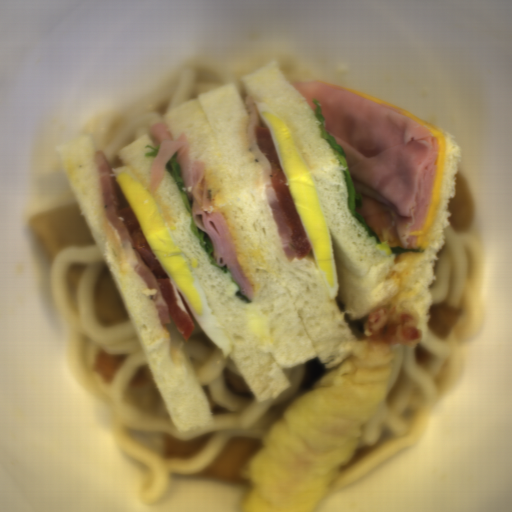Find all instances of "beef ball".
I'll list each match as a JSON object with an SVG mask.
<instances>
[{"label":"beef ball","instance_id":"c3f7d807","mask_svg":"<svg viewBox=\"0 0 512 512\" xmlns=\"http://www.w3.org/2000/svg\"><path fill=\"white\" fill-rule=\"evenodd\" d=\"M453 179L455 193L446 204L447 212L450 214L447 218L453 230L464 233L472 227L475 204L465 176L455 171Z\"/></svg>","mask_w":512,"mask_h":512},{"label":"beef ball","instance_id":"3eea062c","mask_svg":"<svg viewBox=\"0 0 512 512\" xmlns=\"http://www.w3.org/2000/svg\"><path fill=\"white\" fill-rule=\"evenodd\" d=\"M427 315L428 322L426 324L441 339L449 337L459 318L457 309L452 308L445 302L430 305Z\"/></svg>","mask_w":512,"mask_h":512}]
</instances>
